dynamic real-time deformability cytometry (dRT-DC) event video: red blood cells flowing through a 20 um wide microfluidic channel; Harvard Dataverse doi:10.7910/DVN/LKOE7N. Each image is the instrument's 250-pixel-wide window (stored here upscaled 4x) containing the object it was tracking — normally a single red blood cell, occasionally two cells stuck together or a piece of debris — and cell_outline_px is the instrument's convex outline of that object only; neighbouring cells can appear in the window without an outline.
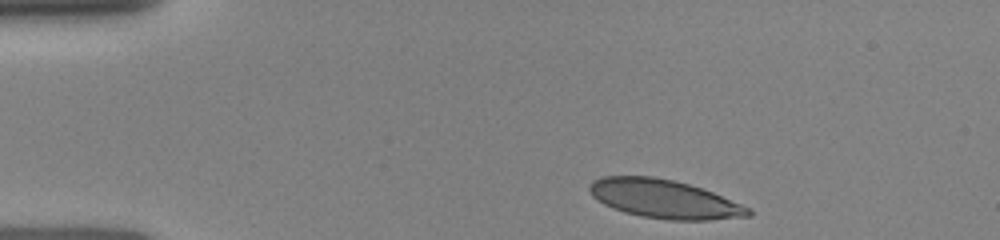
{"species": "human", "species_latin": "Homo sapiens", "temperature_condition": "room temperature", "stored_images_in_passage": 3, "camera_frame_rate_fps": 3000, "um_per_image_px": 0.085, "donor": {"sex": "female"}, "frame": {"image": 1, "passage_image": 1, "time_ms": 0.0, "image_size_px": [1000, 240], "cell_outline_px": [[752, 216], [708, 220], [668, 220], [644, 216], [624, 212], [612, 208], [604, 204], [592, 196], [588, 188], [592, 180], [604, 176], [652, 176], [672, 180], [688, 184], [712, 192], [752, 208]], "centroid_in_image_um": [56.46, 16.91], "position_along_channel_um": 28.5, "area_um2": 35.66}}